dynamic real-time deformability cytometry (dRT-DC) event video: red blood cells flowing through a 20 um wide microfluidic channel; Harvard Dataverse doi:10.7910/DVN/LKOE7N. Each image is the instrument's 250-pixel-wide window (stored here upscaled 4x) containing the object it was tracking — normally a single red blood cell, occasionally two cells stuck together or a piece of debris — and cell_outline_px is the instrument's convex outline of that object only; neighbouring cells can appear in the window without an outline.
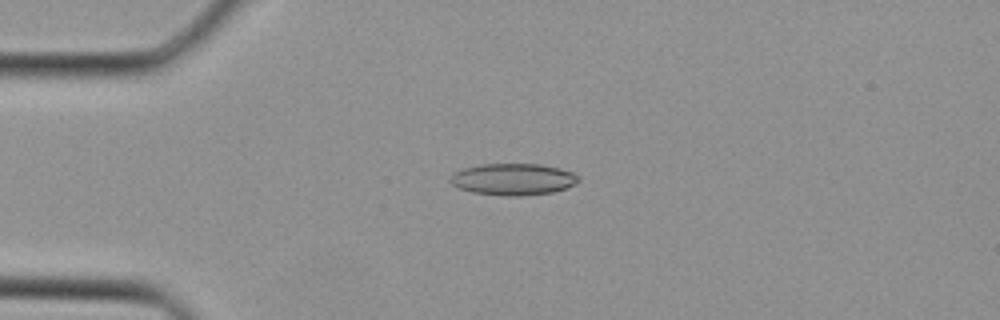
{"species": "Egyptian fruit bat (a non-hibernating species)", "species_latin": "Rousettus aegyptiacus", "temperature_condition": "cold", "stored_images_in_passage": 29, "camera_frame_rate_fps": 3000, "um_per_image_px": 0.085, "animal": {"sex": "female"}, "frame": {"image": 1, "passage_image": 1, "time_ms": 0.0, "image_size_px": [1000, 320], "cell_outline_px": [[580, 180], [576, 184], [552, 192], [520, 196], [504, 196], [472, 192], [460, 188], [452, 184], [448, 180], [448, 176], [452, 172], [464, 168], [480, 164], [540, 164], [560, 168], [572, 172]], "centroid_in_image_um": [43.56, 15.23], "position_along_channel_um": 41.4, "area_um2": 23.76}}
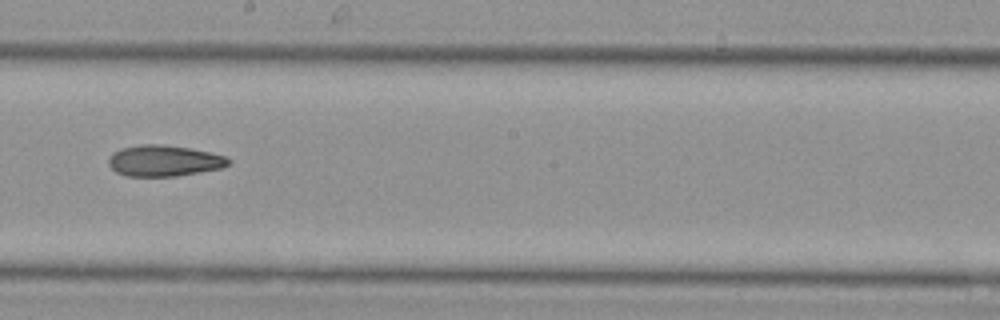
{"frame": {"image": 2, "passage_image": 13, "time_ms": 4.0, "image_size_px": [1000, 320], "cell_outline_px": [[232, 160], [228, 164], [220, 168], [200, 172], [176, 176], [128, 176], [116, 172], [108, 164], [108, 160], [112, 152], [120, 148], [140, 144], [160, 144], [188, 148], [208, 152], [224, 156]], "centroid_in_image_um": [13.9, 13.66], "position_along_channel_um": 234.3, "area_um2": 21.62}}
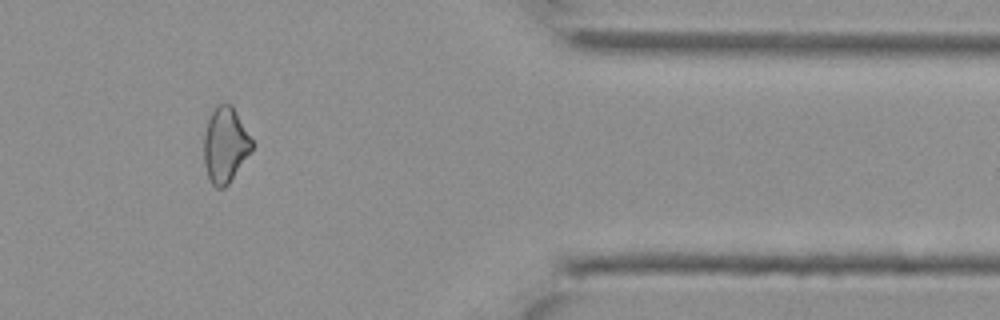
{"frame": {"image": 3, "passage_image": 23, "time_ms": 7.333, "image_size_px": [1000, 320], "cell_outline_px": [[252, 148], [228, 184], [224, 188], [216, 188], [212, 184], [208, 176], [204, 164], [204, 132], [208, 120], [212, 112], [220, 104], [232, 104], [252, 140]], "centroid_in_image_um": [19.12, 12.33], "position_along_channel_um": 392.3, "area_um2": 20.63}}